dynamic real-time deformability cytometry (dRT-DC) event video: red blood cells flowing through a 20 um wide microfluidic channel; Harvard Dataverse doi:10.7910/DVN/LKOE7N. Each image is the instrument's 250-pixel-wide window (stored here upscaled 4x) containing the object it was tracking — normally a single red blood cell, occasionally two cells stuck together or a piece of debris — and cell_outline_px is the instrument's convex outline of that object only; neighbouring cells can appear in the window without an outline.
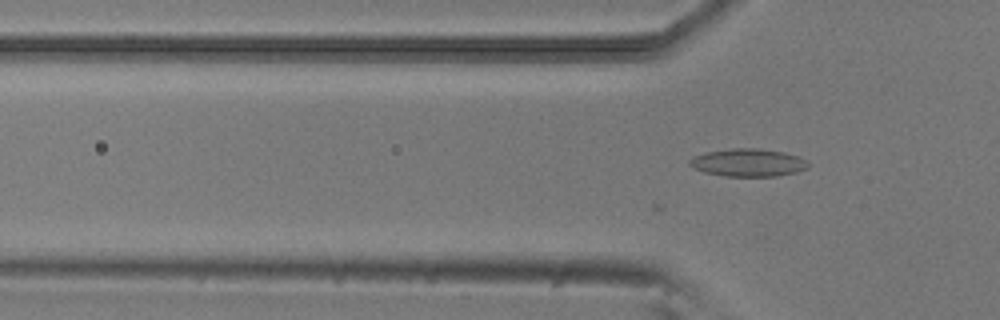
{"species": "common noctule bat (a hibernating species)", "species_latin": "Nyctalus noctula", "temperature_condition": "room temperature", "stored_images_in_passage": 27, "camera_frame_rate_fps": 3000, "um_per_image_px": 0.085, "animal": {"sex": "male", "body_mass_g": 20.5, "forearm_length_mm": 52.5}, "frame": {"image": 1, "passage_image": 3, "time_ms": 0.667, "image_size_px": [1000, 320], "cell_outline_px": [[808, 168], [796, 172], [776, 176], [724, 176], [704, 172], [692, 168], [688, 164], [688, 160], [692, 156], [704, 152], [732, 148], [756, 148], [784, 152], [800, 156], [808, 164]], "centroid_in_image_um": [63.53, 13.81], "position_along_channel_um": 62.3, "area_um2": 19.36}}
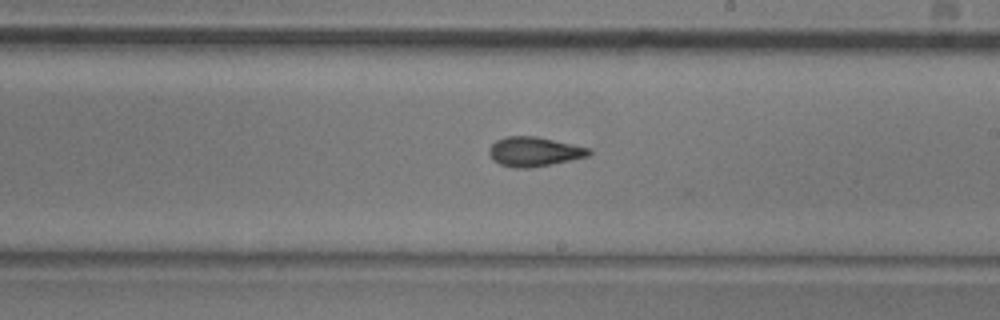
{"frame": {"image": 2, "passage_image": 17, "time_ms": 5.333, "image_size_px": [1000, 320], "cell_outline_px": [[592, 152], [588, 156], [552, 164], [532, 168], [516, 168], [500, 164], [492, 160], [488, 152], [488, 148], [496, 140], [504, 136], [536, 136], [572, 144], [588, 148]], "centroid_in_image_um": [45.35, 12.89], "position_along_channel_um": 243.6, "area_um2": 17.17}}
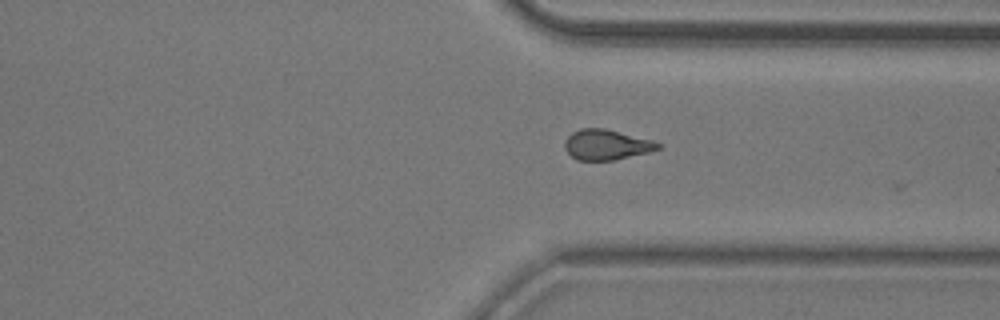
{"frame": {"image": 3, "passage_image": 26, "time_ms": 8.333, "image_size_px": [1000, 320], "cell_outline_px": [[664, 144], [660, 148], [648, 152], [612, 160], [576, 160], [564, 148], [564, 140], [572, 132], [580, 128], [604, 128], [652, 140]], "centroid_in_image_um": [51.53, 12.29], "position_along_channel_um": 359.9, "area_um2": 16.42}}